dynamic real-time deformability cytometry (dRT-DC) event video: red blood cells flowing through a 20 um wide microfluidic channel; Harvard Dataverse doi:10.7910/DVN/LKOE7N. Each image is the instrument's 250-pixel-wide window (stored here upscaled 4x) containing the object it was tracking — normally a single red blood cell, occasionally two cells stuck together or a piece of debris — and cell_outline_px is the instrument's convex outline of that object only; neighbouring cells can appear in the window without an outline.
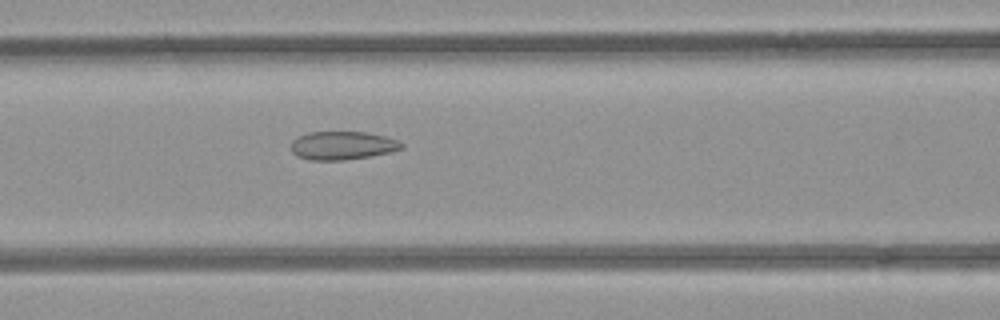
{"species": "common noctule bat (a hibernating species)", "species_latin": "Nyctalus noctula", "temperature_condition": "room temperature", "stored_images_in_passage": 35, "camera_frame_rate_fps": 3000, "um_per_image_px": 0.085, "animal": {"sex": "female", "body_mass_g": 21.9}, "frame": {"image": 1, "passage_image": 8, "time_ms": 2.333, "image_size_px": [1000, 320], "cell_outline_px": [[404, 148], [388, 152], [368, 156], [344, 160], [312, 160], [296, 156], [292, 152], [292, 140], [308, 132], [364, 132], [384, 136], [396, 140], [404, 144]], "centroid_in_image_um": [29.09, 12.37], "position_along_channel_um": 137.5, "area_um2": 18.03}}
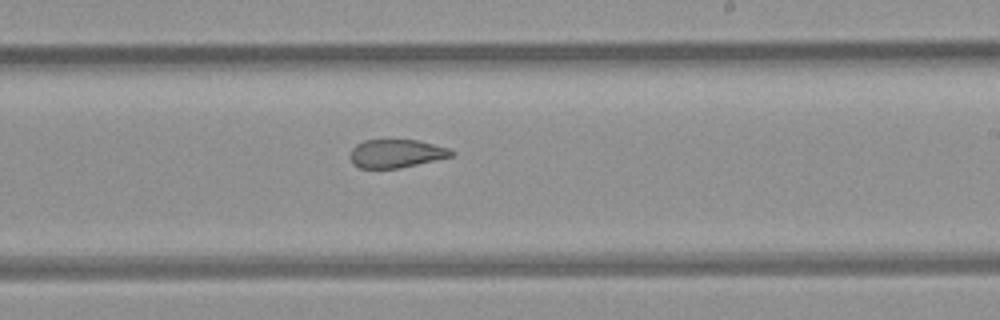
{"frame": {"image": 2, "passage_image": 17, "time_ms": 5.333, "image_size_px": [1000, 320], "cell_outline_px": [[456, 152], [452, 156], [400, 168], [360, 168], [352, 164], [348, 156], [352, 148], [356, 144], [364, 140], [420, 140], [448, 148]], "centroid_in_image_um": [33.64, 13.05], "position_along_channel_um": 255.4, "area_um2": 16.82}}
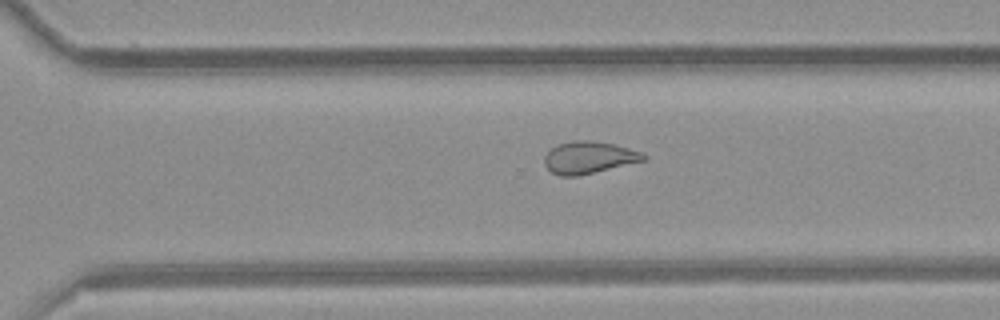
{"frame": {"image": 3, "passage_image": 22, "time_ms": 7.0, "image_size_px": [1000, 320], "cell_outline_px": [[648, 156], [644, 160], [576, 176], [560, 176], [552, 172], [544, 164], [544, 156], [556, 144], [572, 140], [592, 140], [616, 144], [644, 152]], "centroid_in_image_um": [50.05, 13.36], "position_along_channel_um": 320.5, "area_um2": 18.55}, "authors_computed_cell_mechanics": {"area_um2": 18.6116, "velocity_mm_per_s": 3.9317, "shape_relaxation_time_tau1_ms": null, "shape_relaxation_time_tau2_ms": 2.0205, "deformation_change_tau1": null, "deformation_change_tau2": 0.0894}}